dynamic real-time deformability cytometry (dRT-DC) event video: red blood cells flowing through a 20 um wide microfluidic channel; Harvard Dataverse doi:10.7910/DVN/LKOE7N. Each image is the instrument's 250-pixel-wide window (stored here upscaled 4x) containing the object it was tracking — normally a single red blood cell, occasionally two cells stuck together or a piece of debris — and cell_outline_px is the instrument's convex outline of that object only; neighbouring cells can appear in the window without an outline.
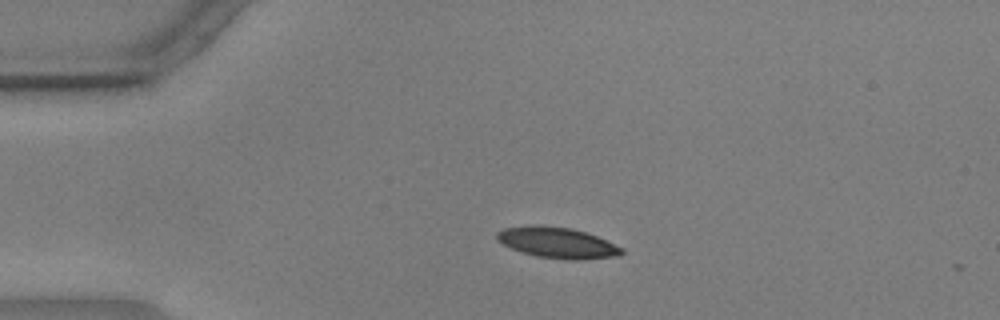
{"species": "common noctule bat (a hibernating species)", "species_latin": "Nyctalus noctula", "temperature_condition": "warm", "stored_images_in_passage": 2, "camera_frame_rate_fps": 3000, "um_per_image_px": 0.085, "animal": {"sex": "male", "body_mass_g": 17.9, "forearm_length_mm": 54.2}, "frame": {"image": 1, "passage_image": 1, "time_ms": 0.0, "image_size_px": [1000, 320], "cell_outline_px": [[624, 252], [620, 256], [580, 260], [572, 260], [536, 256], [520, 252], [496, 240], [496, 232], [504, 228], [532, 224], [572, 228], [596, 236], [624, 248]], "centroid_in_image_um": [47.37, 20.63], "position_along_channel_um": 37.6, "area_um2": 22.54}}